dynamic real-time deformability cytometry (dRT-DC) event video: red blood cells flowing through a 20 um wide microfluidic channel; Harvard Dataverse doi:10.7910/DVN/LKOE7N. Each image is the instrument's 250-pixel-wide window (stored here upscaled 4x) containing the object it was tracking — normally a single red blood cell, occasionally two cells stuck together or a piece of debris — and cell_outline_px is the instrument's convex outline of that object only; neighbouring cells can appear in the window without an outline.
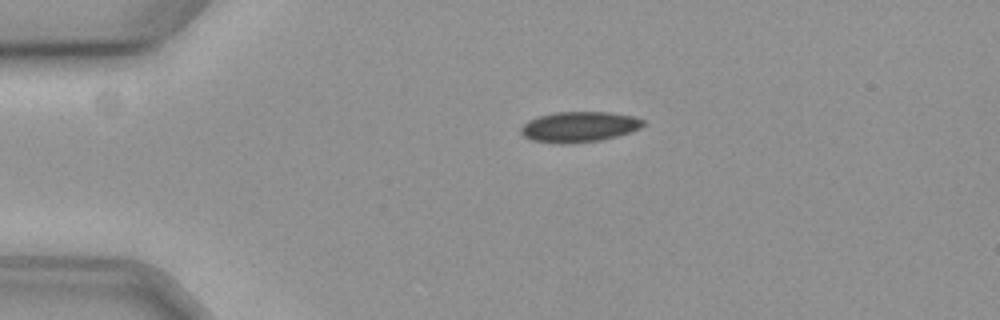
{"species": "common noctule bat (a hibernating species)", "species_latin": "Nyctalus noctula", "temperature_condition": "cold", "stored_images_in_passage": 46, "camera_frame_rate_fps": 3000, "um_per_image_px": 0.085, "animal": {"sex": "female", "body_mass_g": 19.3, "forearm_length_mm": 54.1}, "frame": {"image": 1, "passage_image": 1, "time_ms": 0.0, "image_size_px": [1000, 320], "cell_outline_px": [[644, 124], [640, 128], [616, 136], [600, 140], [532, 140], [524, 136], [520, 132], [520, 128], [528, 120], [540, 116], [556, 112], [608, 112], [632, 116], [644, 120]], "centroid_in_image_um": [49.26, 10.72], "position_along_channel_um": 35.7, "area_um2": 20.46}}
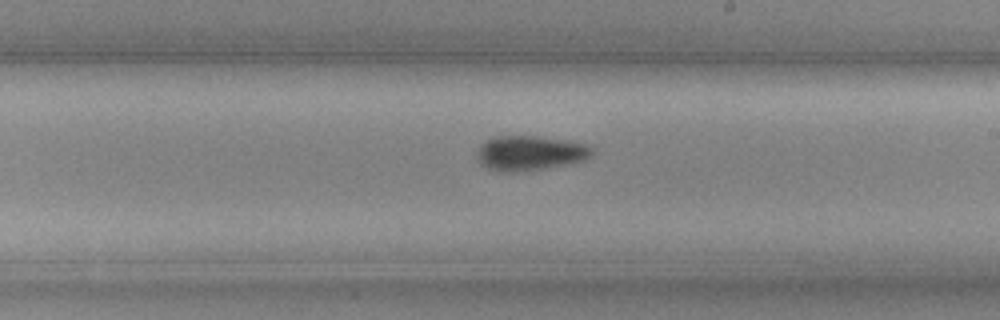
{"frame": {"image": 2, "passage_image": 22, "time_ms": 7.0, "image_size_px": [1000, 320], "cell_outline_px": [[592, 156], [568, 164], [544, 168], [512, 172], [508, 172], [488, 168], [480, 164], [476, 156], [480, 144], [496, 136], [536, 136], [568, 140], [588, 144], [592, 148]], "centroid_in_image_um": [45.04, 12.99], "position_along_channel_um": 244.0, "area_um2": 23.12}}
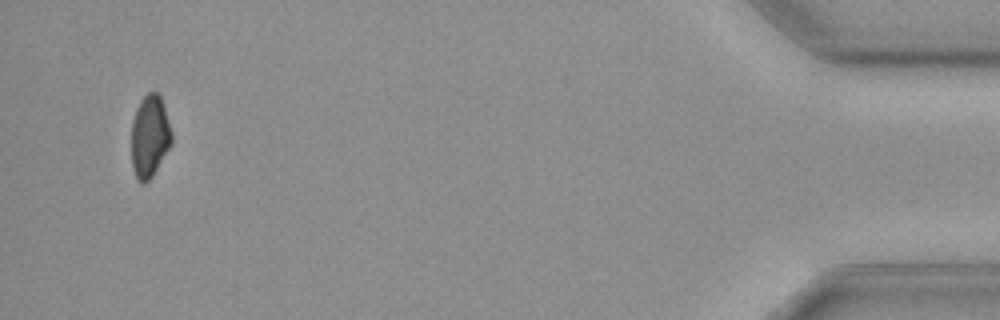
{"frame": {"image": 3, "passage_image": 44, "time_ms": 14.333, "image_size_px": [1000, 320], "cell_outline_px": [[172, 144], [152, 176], [148, 180], [140, 184], [136, 180], [132, 168], [132, 120], [136, 108], [140, 100], [148, 92], [160, 92], [172, 132]], "centroid_in_image_um": [12.73, 11.57], "position_along_channel_um": 422.5, "area_um2": 19.54}}